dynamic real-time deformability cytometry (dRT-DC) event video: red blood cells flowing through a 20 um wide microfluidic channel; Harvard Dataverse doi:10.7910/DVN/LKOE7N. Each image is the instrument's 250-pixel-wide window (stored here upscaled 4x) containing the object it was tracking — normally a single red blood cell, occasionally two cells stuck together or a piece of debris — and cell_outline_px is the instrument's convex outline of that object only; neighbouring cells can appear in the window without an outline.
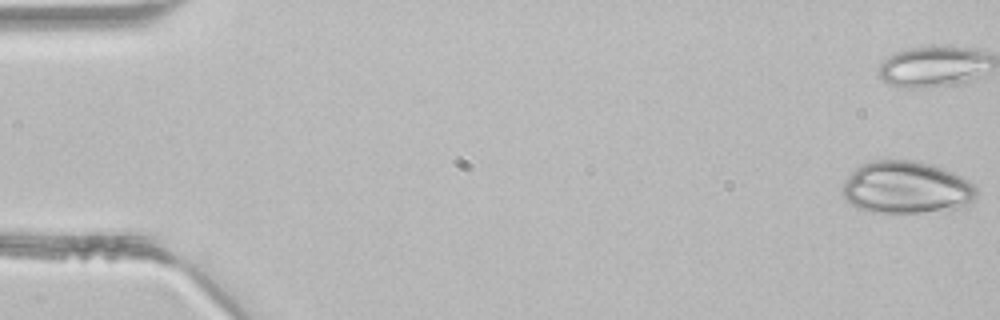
{"species": "common noctule bat (a hibernating species)", "species_latin": "Nyctalus noctula", "temperature_condition": "room temperature", "stored_images_in_passage": 35, "camera_frame_rate_fps": 3000, "um_per_image_px": 0.085, "animal": {"sex": "male", "body_mass_g": 21.5, "forearm_length_mm": 52.0}, "frame": {"image": 1, "passage_image": 1, "time_ms": 0.0, "image_size_px": [1000, 320], "cell_outline_px": [[976, 196], [968, 204], [960, 208], [920, 212], [872, 212], [856, 208], [844, 200], [840, 192], [844, 180], [856, 168], [872, 160], [912, 160], [928, 164], [952, 172], [968, 180], [976, 188]], "centroid_in_image_um": [76.97, 15.95], "position_along_channel_um": 8.0, "area_um2": 40.81}}